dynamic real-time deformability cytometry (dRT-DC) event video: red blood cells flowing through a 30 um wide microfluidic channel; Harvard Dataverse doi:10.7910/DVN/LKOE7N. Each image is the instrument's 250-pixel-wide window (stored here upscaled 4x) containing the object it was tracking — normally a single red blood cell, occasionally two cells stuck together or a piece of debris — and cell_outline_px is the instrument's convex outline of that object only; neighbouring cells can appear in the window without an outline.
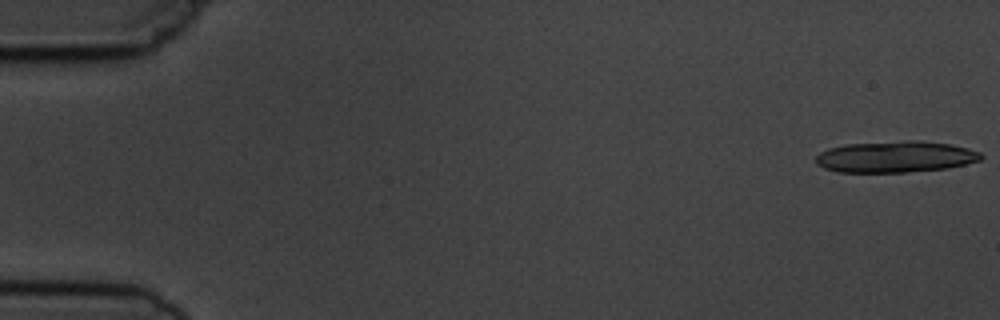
{"species": "common noctule bat (a hibernating species)", "species_latin": "Nyctalus noctula", "temperature_condition": "cold", "stored_images_in_passage": 5, "camera_frame_rate_fps": 3000, "um_per_image_px": 0.085, "animal": {"sex": "male", "body_mass_g": 19.5, "forearm_length_mm": 54.6}, "frame": {"image": 1, "passage_image": 1, "time_ms": 0.0, "image_size_px": [1000, 320], "cell_outline_px": [[984, 156], [980, 160], [948, 168], [904, 172], [836, 172], [824, 168], [816, 164], [816, 156], [820, 152], [828, 148], [844, 144], [908, 140], [916, 140], [952, 144], [968, 148], [980, 152]], "centroid_in_image_um": [76.1, 13.32], "position_along_channel_um": 8.9, "area_um2": 30.35}}